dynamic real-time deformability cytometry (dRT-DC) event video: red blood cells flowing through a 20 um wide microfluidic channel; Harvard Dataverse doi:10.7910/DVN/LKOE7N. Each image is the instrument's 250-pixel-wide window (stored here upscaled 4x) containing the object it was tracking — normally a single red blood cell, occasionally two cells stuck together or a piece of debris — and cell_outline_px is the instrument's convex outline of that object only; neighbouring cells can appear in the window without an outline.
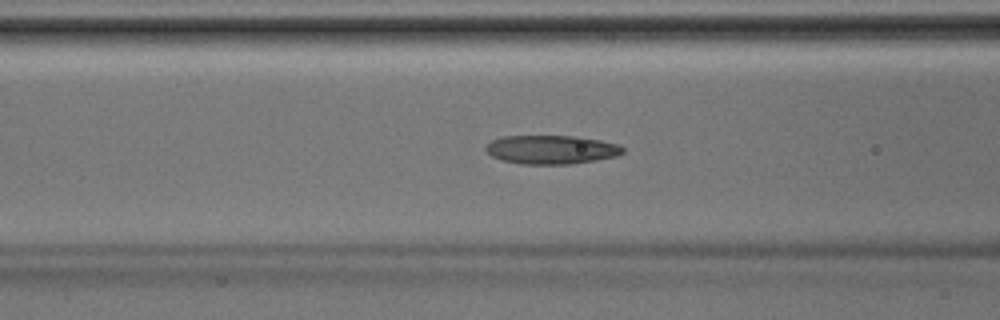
{"species": "Egyptian fruit bat (a non-hibernating species)", "species_latin": "Rousettus aegyptiacus", "temperature_condition": "room temperature", "stored_images_in_passage": 28, "camera_frame_rate_fps": 3000, "um_per_image_px": 0.085, "animal": {"sex": "male"}, "frame": {"image": 1, "passage_image": 6, "time_ms": 1.667, "image_size_px": [1000, 320], "cell_outline_px": [[624, 152], [616, 156], [596, 160], [572, 164], [520, 164], [504, 160], [492, 156], [484, 148], [492, 140], [504, 136], [576, 136], [600, 140], [620, 144], [624, 148]], "centroid_in_image_um": [46.9, 12.71], "position_along_channel_um": 119.7, "area_um2": 22.95}}
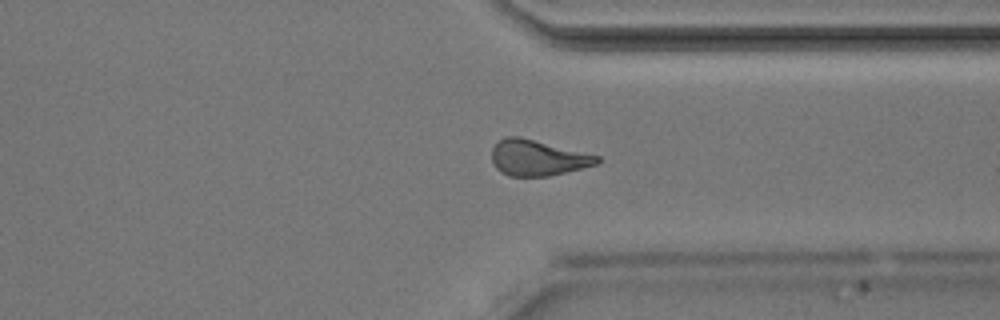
{"frame": {"image": 2, "passage_image": 21, "time_ms": 6.667, "image_size_px": [1000, 320], "cell_outline_px": [[600, 160], [596, 164], [548, 176], [508, 176], [500, 172], [496, 168], [492, 160], [492, 148], [504, 136], [520, 136], [600, 156]], "centroid_in_image_um": [45.66, 13.4], "position_along_channel_um": 365.7, "area_um2": 21.79}}
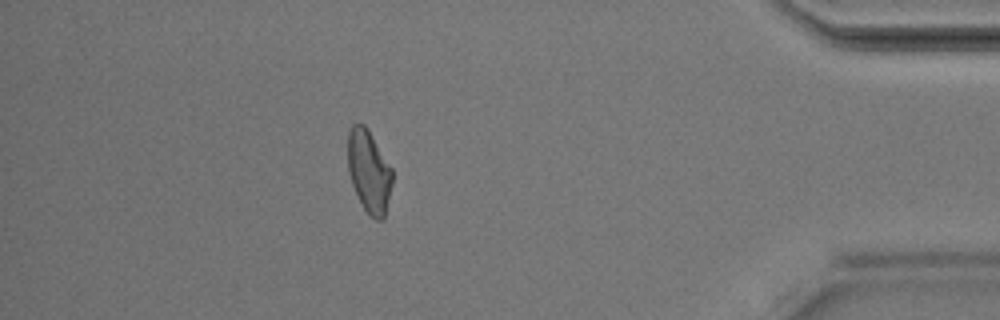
{"frame": {"image": 3, "passage_image": 26, "time_ms": 8.333, "image_size_px": [1000, 320], "cell_outline_px": [[392, 184], [384, 220], [376, 220], [364, 208], [352, 184], [348, 172], [348, 132], [352, 124], [364, 124], [392, 168]], "centroid_in_image_um": [31.36, 14.57], "position_along_channel_um": 403.8, "area_um2": 21.1}}